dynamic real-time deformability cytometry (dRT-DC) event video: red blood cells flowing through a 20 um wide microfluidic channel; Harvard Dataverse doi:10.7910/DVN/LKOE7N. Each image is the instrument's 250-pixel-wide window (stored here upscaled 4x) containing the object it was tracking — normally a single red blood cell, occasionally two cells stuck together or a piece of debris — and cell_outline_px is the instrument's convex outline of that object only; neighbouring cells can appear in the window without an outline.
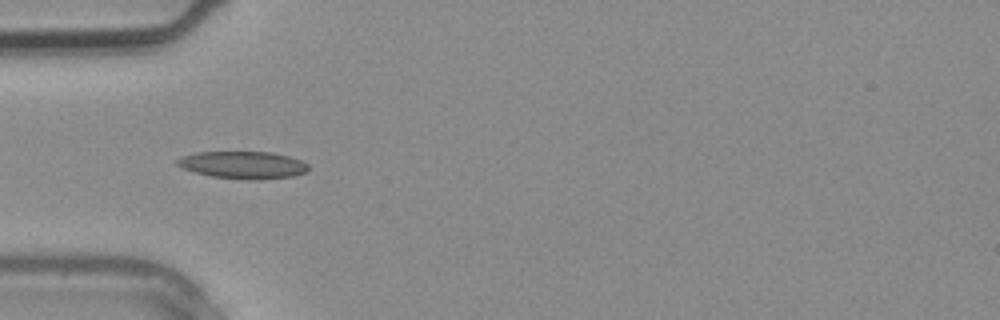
{"species": "common noctule bat (a hibernating species)", "species_latin": "Nyctalus noctula", "temperature_condition": "warm", "stored_images_in_passage": 2, "camera_frame_rate_fps": 3000, "um_per_image_px": 0.085, "animal": {"sex": "male", "body_mass_g": 20.4}, "frame": {"image": 1, "passage_image": 2, "time_ms": 0.333, "image_size_px": [1000, 320], "cell_outline_px": [[308, 168], [304, 172], [292, 176], [256, 180], [248, 180], [212, 176], [196, 172], [184, 168], [176, 164], [176, 160], [184, 156], [196, 152], [272, 152], [288, 156], [300, 160], [308, 164]], "centroid_in_image_um": [20.66, 14.02], "position_along_channel_um": 64.3, "area_um2": 20.63}}